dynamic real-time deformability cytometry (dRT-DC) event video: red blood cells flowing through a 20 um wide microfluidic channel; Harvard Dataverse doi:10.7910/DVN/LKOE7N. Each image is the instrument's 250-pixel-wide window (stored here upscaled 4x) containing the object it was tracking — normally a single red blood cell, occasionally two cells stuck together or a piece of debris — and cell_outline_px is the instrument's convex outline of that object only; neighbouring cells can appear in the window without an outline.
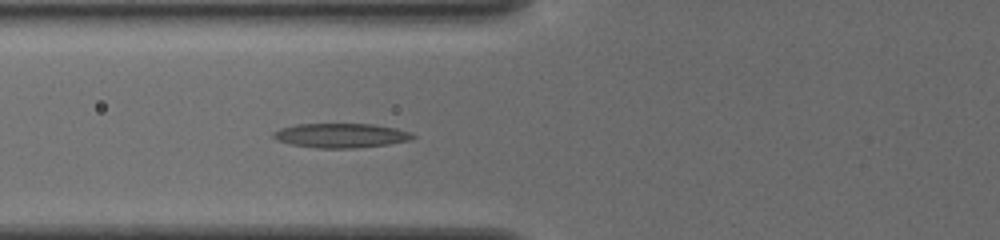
{"species": "common noctule bat (a hibernating species)", "species_latin": "Nyctalus noctula", "temperature_condition": "cold", "stored_images_in_passage": 13, "camera_frame_rate_fps": 3000, "um_per_image_px": 0.085, "animal": {"sex": "female", "body_mass_g": 19.5, "forearm_length_mm": 54.1}, "frame": {"image": 1, "passage_image": 13, "time_ms": 4.0, "image_size_px": [1000, 240], "cell_outline_px": [[416, 136], [412, 140], [388, 144], [356, 148], [316, 148], [292, 144], [276, 140], [272, 136], [272, 132], [280, 128], [296, 124], [372, 124], [396, 128], [412, 132]], "centroid_in_image_um": [28.99, 11.51], "position_along_channel_um": 96.8, "area_um2": 19.94}}